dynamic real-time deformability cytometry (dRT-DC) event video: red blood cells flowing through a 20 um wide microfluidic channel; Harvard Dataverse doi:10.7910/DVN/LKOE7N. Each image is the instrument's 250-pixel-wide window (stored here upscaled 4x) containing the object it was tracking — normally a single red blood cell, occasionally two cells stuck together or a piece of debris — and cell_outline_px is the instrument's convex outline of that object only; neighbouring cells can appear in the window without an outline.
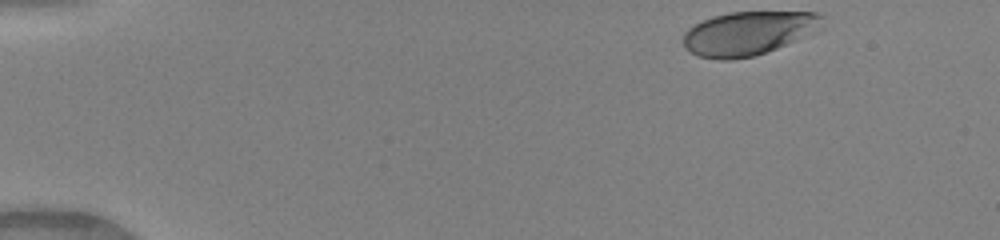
{"species": "human", "species_latin": "Homo sapiens", "temperature_condition": "warm", "stored_images_in_passage": 45, "camera_frame_rate_fps": 3000, "um_per_image_px": 0.085, "donor": {"sex": "female"}, "frame": {"image": 1, "passage_image": 1, "time_ms": 0.0, "image_size_px": [1000, 240], "cell_outline_px": [[824, 16], [820, 28], [816, 32], [756, 56], [728, 60], [720, 60], [700, 56], [684, 48], [684, 32], [688, 28], [712, 16], [728, 12], [816, 12]], "centroid_in_image_um": [63.62, 2.82], "position_along_channel_um": 21.4, "area_um2": 35.43}}
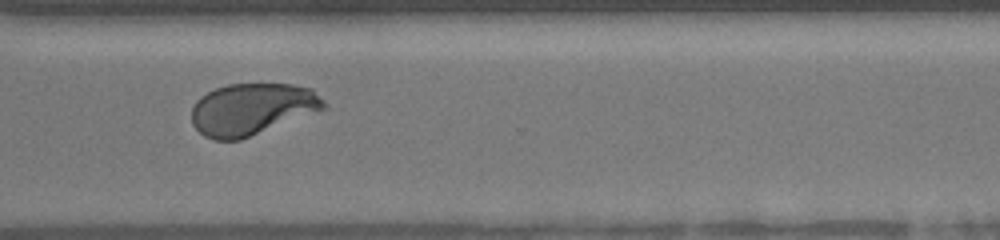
{"frame": {"image": 2, "passage_image": 33, "time_ms": 10.667, "image_size_px": [1000, 240], "cell_outline_px": [[328, 108], [240, 140], [212, 140], [204, 136], [192, 124], [192, 104], [200, 96], [216, 88], [228, 84], [292, 84], [312, 88], [328, 104]], "centroid_in_image_um": [21.43, 9.27], "position_along_channel_um": 349.2, "area_um2": 40.17}}
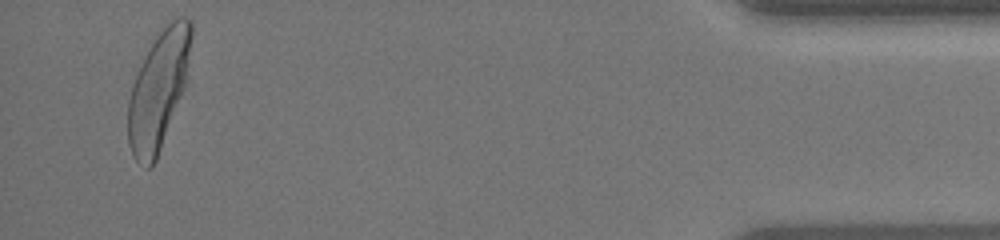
{"frame": {"image": 3, "passage_image": 43, "time_ms": 14.0, "image_size_px": [1000, 240], "cell_outline_px": [[192, 32], [188, 80], [156, 160], [152, 168], [144, 168], [132, 156], [128, 144], [128, 100], [132, 84], [152, 44], [160, 32], [176, 16], [188, 16], [192, 20]], "centroid_in_image_um": [13.5, 7.68], "position_along_channel_um": 421.7, "area_um2": 43.41}, "authors_computed_cell_mechanics": {"area_um2": 40.171, "velocity_mm_per_s": 4.1001, "shape_relaxation_time_tau1_ms": 3.3927, "shape_relaxation_time_tau2_ms": null, "deformation_change_tau1": 0.189, "deformation_change_tau2": null}}